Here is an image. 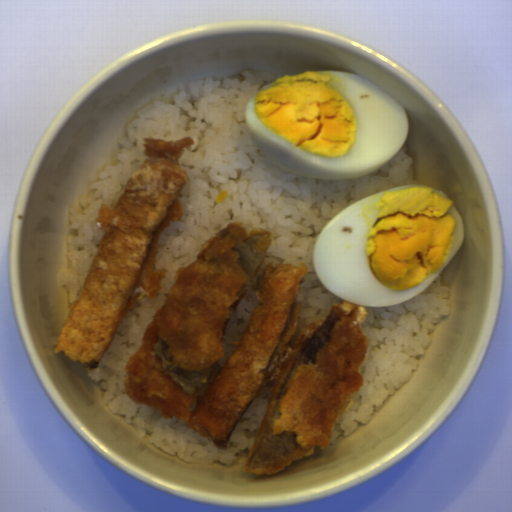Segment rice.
I'll return each instance as SVG.
<instances>
[{
    "label": "rice",
    "instance_id": "rice-1",
    "mask_svg": "<svg viewBox=\"0 0 512 512\" xmlns=\"http://www.w3.org/2000/svg\"><path fill=\"white\" fill-rule=\"evenodd\" d=\"M279 77L274 72L241 71L236 77L213 76L180 83L172 103L153 101L139 110L118 142L121 149L106 165L90 195L70 208L62 284L70 305L78 300L104 232L96 217L107 204L115 208L131 177L147 160L144 138L177 141L191 137V150L178 159L188 179L178 201L182 216L171 222L158 238L154 268L164 272L153 298H144L120 321L113 339L95 369L87 374L102 390L104 404L124 416L142 438L172 456L198 465L231 466L245 450H252L264 419L273 379L255 397L232 433L227 449L160 409L135 404L127 392L128 360L142 343L147 324L163 307L180 267L197 259L203 244L230 223H240L246 234L267 229L270 248L224 329L223 358L202 395L221 373L246 329L255 307V293L270 262L305 264L307 269L296 299L300 310L297 329L323 320L341 298L325 288L317 275L313 255L321 230L349 206L393 188L419 185L415 162L407 145L379 168L347 180L300 176L268 157L246 125L248 101ZM420 186V185H419Z\"/></svg>",
    "mask_w": 512,
    "mask_h": 512
},
{
    "label": "rice",
    "instance_id": "rice-2",
    "mask_svg": "<svg viewBox=\"0 0 512 512\" xmlns=\"http://www.w3.org/2000/svg\"><path fill=\"white\" fill-rule=\"evenodd\" d=\"M444 268L426 289L391 306H364L362 325L367 351L360 373L363 384L349 410L332 430L327 447L369 422L409 381L427 351L435 329L451 312V290ZM323 448V449H325Z\"/></svg>",
    "mask_w": 512,
    "mask_h": 512
}]
</instances>
